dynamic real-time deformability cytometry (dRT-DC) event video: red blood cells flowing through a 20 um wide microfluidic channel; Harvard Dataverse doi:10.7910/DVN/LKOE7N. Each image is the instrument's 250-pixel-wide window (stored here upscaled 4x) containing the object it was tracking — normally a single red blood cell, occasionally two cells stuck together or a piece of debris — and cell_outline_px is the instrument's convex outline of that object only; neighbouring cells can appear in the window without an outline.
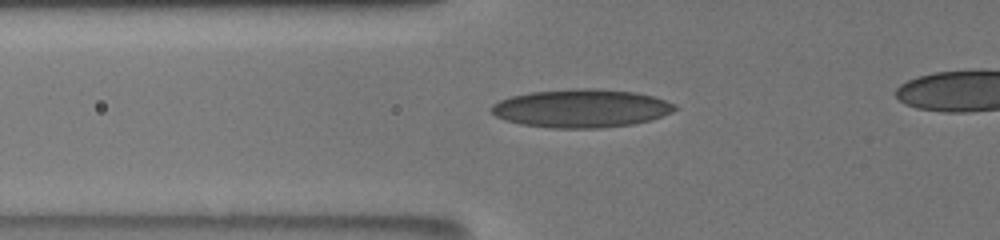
{"species": "human", "species_latin": "Homo sapiens", "temperature_condition": "room temperature", "stored_images_in_passage": 16, "camera_frame_rate_fps": 3000, "um_per_image_px": 0.085, "donor": {"sex": "male"}, "frame": {"image": 1, "passage_image": 10, "time_ms": 5.333, "image_size_px": [1000, 240], "cell_outline_px": [[680, 108], [672, 112], [652, 120], [632, 124], [600, 128], [552, 128], [520, 124], [504, 120], [496, 116], [488, 108], [492, 104], [500, 100], [512, 96], [532, 92], [576, 88], [592, 88], [636, 92], [652, 96], [676, 104]], "centroid_in_image_um": [49.41, 9.21], "position_along_channel_um": 76.4, "area_um2": 41.1}}